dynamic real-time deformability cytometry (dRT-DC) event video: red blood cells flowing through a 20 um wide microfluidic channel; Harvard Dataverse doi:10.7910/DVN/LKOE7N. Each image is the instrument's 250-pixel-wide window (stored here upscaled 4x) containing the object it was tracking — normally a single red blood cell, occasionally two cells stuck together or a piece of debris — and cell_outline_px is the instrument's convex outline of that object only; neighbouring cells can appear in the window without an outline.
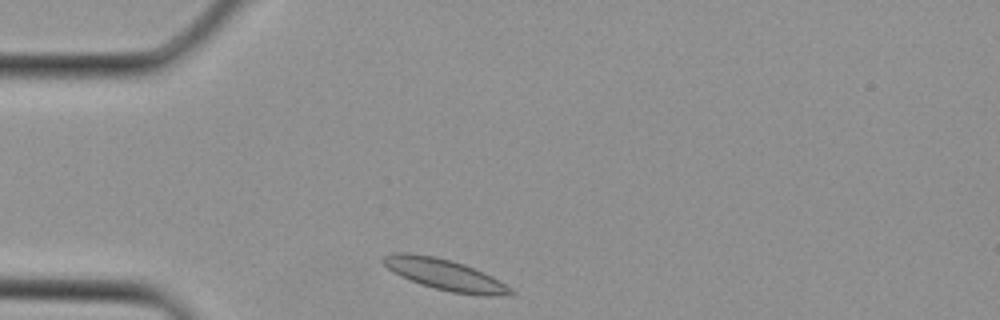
{"species": "Egyptian fruit bat (a non-hibernating species)", "species_latin": "Rousettus aegyptiacus", "temperature_condition": "cold", "stored_images_in_passage": 5, "camera_frame_rate_fps": 3000, "um_per_image_px": 0.085, "animal": {"sex": "female"}, "frame": {"image": 1, "passage_image": 5, "time_ms": 1.333, "image_size_px": [1000, 320], "cell_outline_px": [[516, 296], [484, 296], [452, 292], [420, 284], [400, 276], [392, 272], [380, 260], [384, 256], [396, 252], [408, 252], [432, 256], [452, 260], [464, 264], [484, 272], [492, 276], [512, 288], [516, 292]], "centroid_in_image_um": [37.87, 23.36], "position_along_channel_um": 47.1, "area_um2": 23.29}}